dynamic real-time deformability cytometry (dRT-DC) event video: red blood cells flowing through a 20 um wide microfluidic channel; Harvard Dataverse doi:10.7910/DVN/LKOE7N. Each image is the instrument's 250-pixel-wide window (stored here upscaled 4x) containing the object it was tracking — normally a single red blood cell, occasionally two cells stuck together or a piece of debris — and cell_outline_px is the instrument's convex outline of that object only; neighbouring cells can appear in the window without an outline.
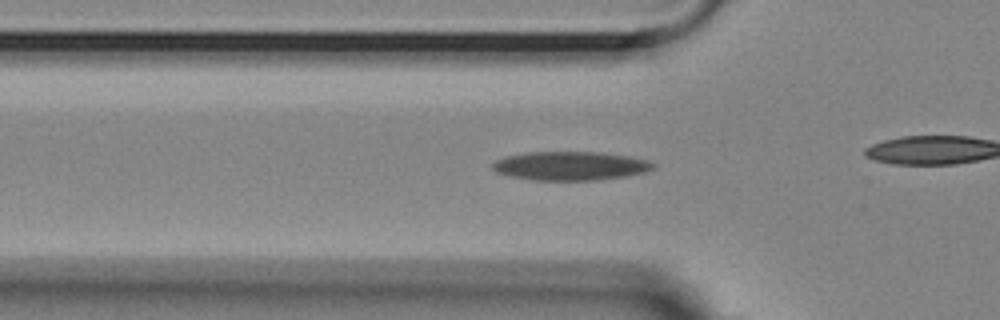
{"species": "Egyptian fruit bat (a non-hibernating species)", "species_latin": "Rousettus aegyptiacus", "temperature_condition": "room temperature", "stored_images_in_passage": 42, "camera_frame_rate_fps": 3000, "um_per_image_px": 0.085, "animal": {"sex": "female"}, "frame": {"image": 1, "passage_image": 16, "time_ms": 5.0, "image_size_px": [1000, 320], "cell_outline_px": [[656, 168], [644, 172], [624, 176], [596, 180], [536, 180], [512, 176], [496, 172], [492, 168], [492, 164], [496, 160], [508, 156], [524, 152], [596, 152], [628, 156], [648, 160], [656, 164]], "centroid_in_image_um": [48.5, 14.09], "position_along_channel_um": 77.3, "area_um2": 26.76}}
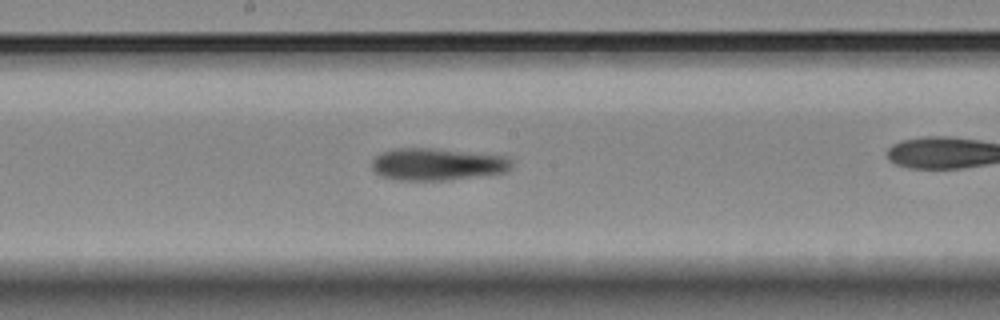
{"frame": {"image": 2, "passage_image": 27, "time_ms": 8.667, "image_size_px": [1000, 320], "cell_outline_px": [[512, 168], [508, 172], [444, 180], [396, 180], [380, 176], [372, 168], [372, 160], [380, 152], [396, 148], [432, 148], [508, 156], [512, 160]], "centroid_in_image_um": [37.17, 13.95], "position_along_channel_um": 211.0, "area_um2": 26.36}}
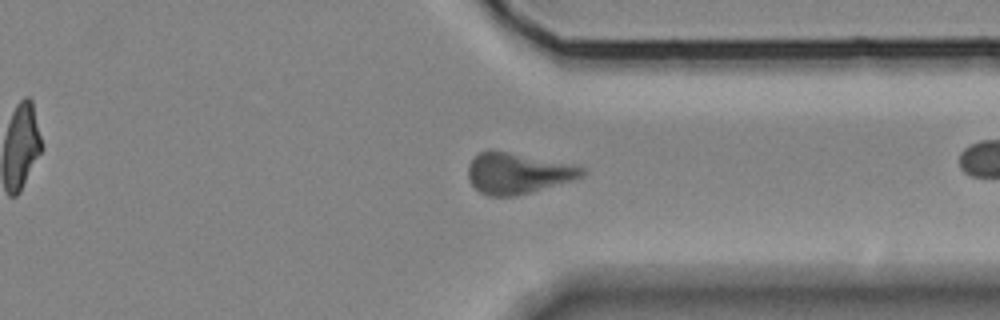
{"frame": {"image": 3, "passage_image": 40, "time_ms": 13.0, "image_size_px": [1000, 320], "cell_outline_px": [[588, 172], [584, 176], [572, 180], [516, 196], [488, 196], [480, 192], [472, 184], [468, 176], [468, 164], [480, 152], [488, 148], [572, 164], [584, 168]], "centroid_in_image_um": [44.0, 14.71], "position_along_channel_um": 367.4, "area_um2": 27.11}}